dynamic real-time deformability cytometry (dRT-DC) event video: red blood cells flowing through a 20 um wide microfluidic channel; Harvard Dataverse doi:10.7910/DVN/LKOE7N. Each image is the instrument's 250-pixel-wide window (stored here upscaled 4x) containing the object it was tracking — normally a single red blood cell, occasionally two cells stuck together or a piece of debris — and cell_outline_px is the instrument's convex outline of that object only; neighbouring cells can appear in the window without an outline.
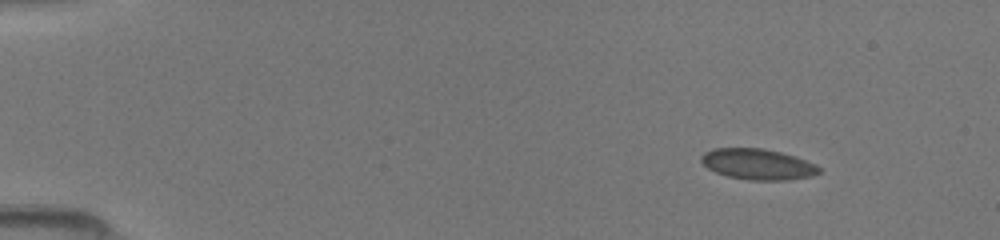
{"species": "common noctule bat (a hibernating species)", "species_latin": "Nyctalus noctula", "temperature_condition": "room temperature", "stored_images_in_passage": 45, "camera_frame_rate_fps": 3000, "um_per_image_px": 0.085, "animal": {"sex": "female", "body_mass_g": 19.5, "forearm_length_mm": 54.1}, "frame": {"image": 1, "passage_image": 1, "time_ms": 0.0, "image_size_px": [1000, 240], "cell_outline_px": [[820, 172], [808, 176], [788, 180], [748, 180], [728, 176], [716, 172], [708, 168], [700, 160], [700, 156], [704, 152], [716, 148], [764, 148], [780, 152], [816, 164], [820, 168]], "centroid_in_image_um": [64.37, 13.95], "position_along_channel_um": 20.6, "area_um2": 20.92}}
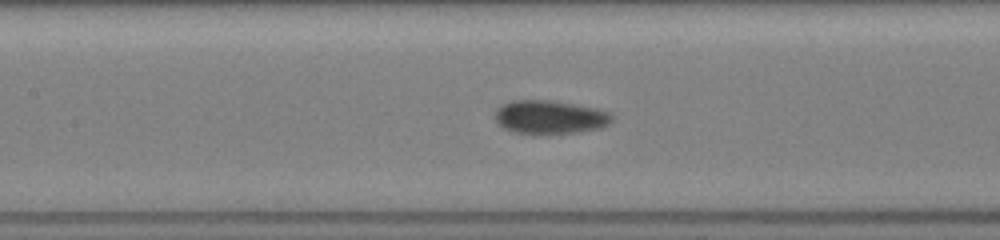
{"frame": {"image": 2, "passage_image": 19, "time_ms": 6.0, "image_size_px": [1000, 240], "cell_outline_px": [[612, 120], [608, 124], [600, 128], [580, 132], [548, 136], [532, 136], [512, 132], [504, 128], [496, 120], [496, 108], [512, 100], [552, 100], [596, 108], [608, 112], [612, 116]], "centroid_in_image_um": [46.72, 10.0], "position_along_channel_um": 160.7, "area_um2": 23.52}}
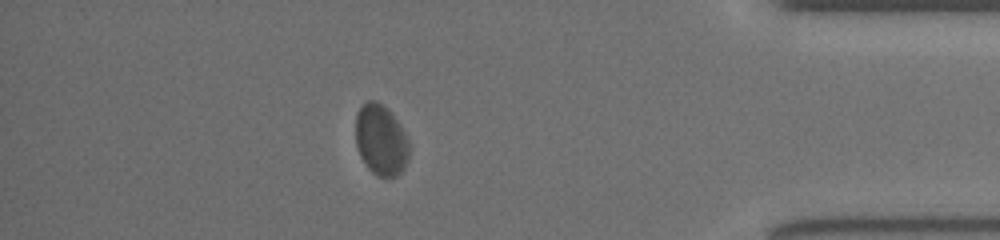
{"frame": {"image": 3, "passage_image": 39, "time_ms": 12.667, "image_size_px": [1000, 240], "cell_outline_px": [[408, 160], [404, 168], [396, 176], [388, 180], [376, 176], [368, 168], [360, 156], [356, 144], [356, 112], [368, 100], [376, 100], [388, 108], [404, 132], [408, 140]], "centroid_in_image_um": [32.37, 11.93], "position_along_channel_um": 402.8, "area_um2": 22.25}}